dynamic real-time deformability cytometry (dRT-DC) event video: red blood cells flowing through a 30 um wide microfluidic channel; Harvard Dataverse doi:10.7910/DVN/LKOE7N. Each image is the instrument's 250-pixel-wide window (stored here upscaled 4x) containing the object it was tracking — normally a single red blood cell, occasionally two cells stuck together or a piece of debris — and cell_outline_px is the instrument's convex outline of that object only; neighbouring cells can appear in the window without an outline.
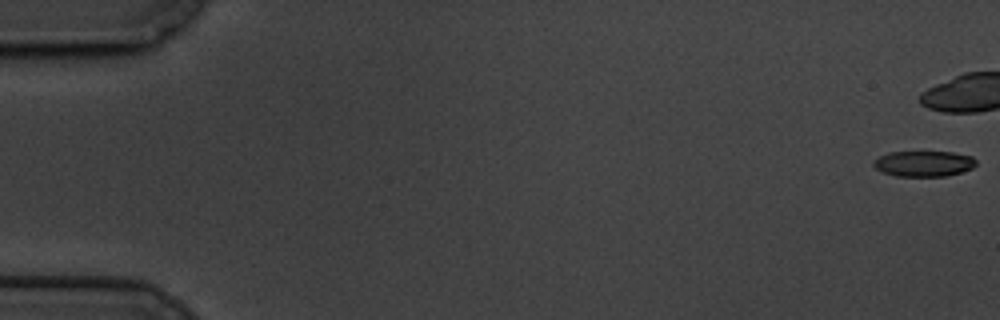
{"species": "common noctule bat (a hibernating species)", "species_latin": "Nyctalus noctula", "temperature_condition": "cold", "stored_images_in_passage": 48, "camera_frame_rate_fps": 3000, "um_per_image_px": 0.085, "animal": {"sex": "male", "body_mass_g": 19.5, "forearm_length_mm": 54.6}, "frame": {"image": 1, "passage_image": 1, "time_ms": 0.0, "image_size_px": [1000, 320], "cell_outline_px": [[976, 164], [972, 168], [948, 176], [896, 176], [884, 172], [876, 168], [872, 164], [880, 156], [888, 152], [952, 152], [972, 156], [976, 160]], "centroid_in_image_um": [78.54, 13.91], "position_along_channel_um": 6.5, "area_um2": 15.2}}
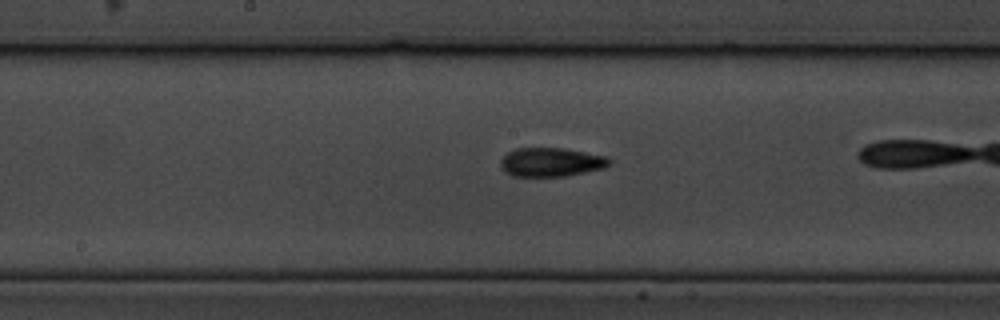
{"frame": {"image": 2, "passage_image": 32, "time_ms": 10.333, "image_size_px": [1000, 320], "cell_outline_px": [[612, 160], [604, 168], [564, 176], [512, 176], [504, 172], [500, 168], [500, 160], [508, 152], [516, 148], [564, 148], [608, 156]], "centroid_in_image_um": [46.82, 13.77], "position_along_channel_um": 201.4, "area_um2": 18.38}}
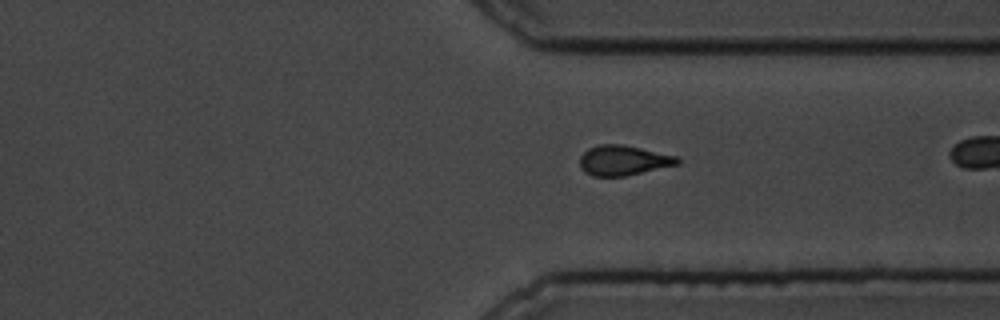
{"frame": {"image": 3, "passage_image": 46, "time_ms": 15.0, "image_size_px": [1000, 320], "cell_outline_px": [[680, 164], [624, 176], [592, 176], [584, 172], [580, 164], [580, 156], [588, 148], [600, 144], [624, 144], [676, 156], [680, 160]], "centroid_in_image_um": [52.97, 13.63], "position_along_channel_um": 358.4, "area_um2": 17.05}}